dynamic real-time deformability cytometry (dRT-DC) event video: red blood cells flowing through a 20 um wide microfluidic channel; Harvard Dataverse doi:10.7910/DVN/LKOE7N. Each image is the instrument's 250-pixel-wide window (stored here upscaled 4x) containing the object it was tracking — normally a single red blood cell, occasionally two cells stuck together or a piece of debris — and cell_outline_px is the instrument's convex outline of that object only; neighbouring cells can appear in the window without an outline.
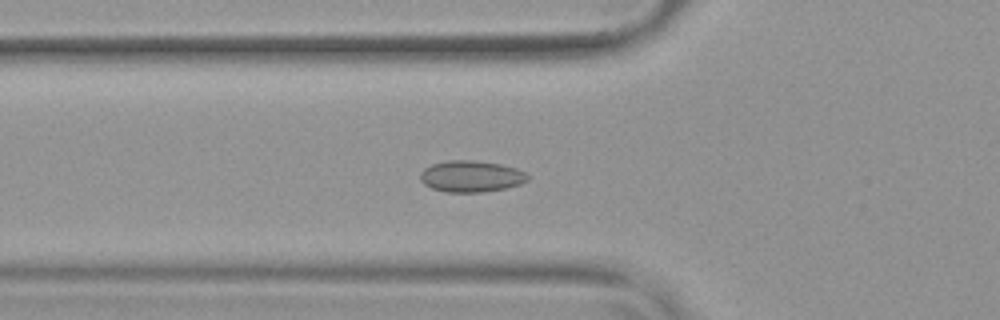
{"species": "common noctule bat (a hibernating species)", "species_latin": "Nyctalus noctula", "temperature_condition": "warm", "stored_images_in_passage": 49, "camera_frame_rate_fps": 3000, "um_per_image_px": 0.085, "animal": {"sex": "female", "body_mass_g": 19.9}, "frame": {"image": 1, "passage_image": 15, "time_ms": 4.667, "image_size_px": [1000, 320], "cell_outline_px": [[528, 180], [520, 184], [504, 188], [484, 192], [448, 192], [432, 188], [424, 184], [420, 180], [420, 172], [424, 168], [432, 164], [448, 160], [476, 160], [500, 164], [516, 168], [524, 172], [528, 176]], "centroid_in_image_um": [40.02, 14.98], "position_along_channel_um": 85.8, "area_um2": 19.65}}
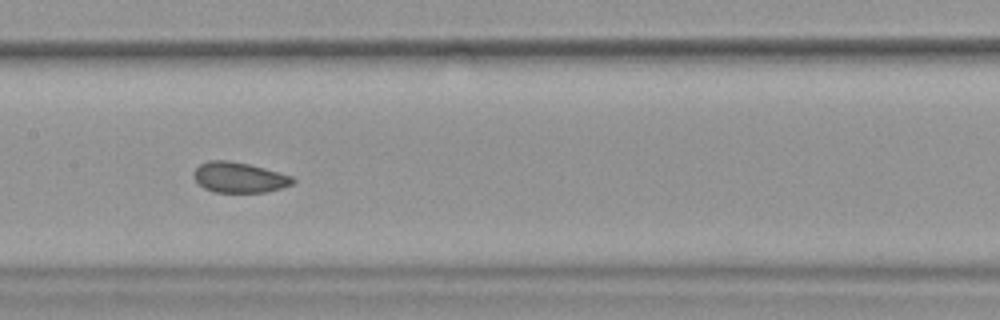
{"frame": {"image": 2, "passage_image": 23, "time_ms": 7.333, "image_size_px": [1000, 320], "cell_outline_px": [[296, 180], [292, 184], [280, 188], [264, 192], [212, 192], [204, 188], [192, 176], [192, 172], [200, 164], [208, 160], [228, 160], [248, 164], [264, 168], [292, 176]], "centroid_in_image_um": [20.29, 15.07], "position_along_channel_um": 187.1, "area_um2": 17.51}}
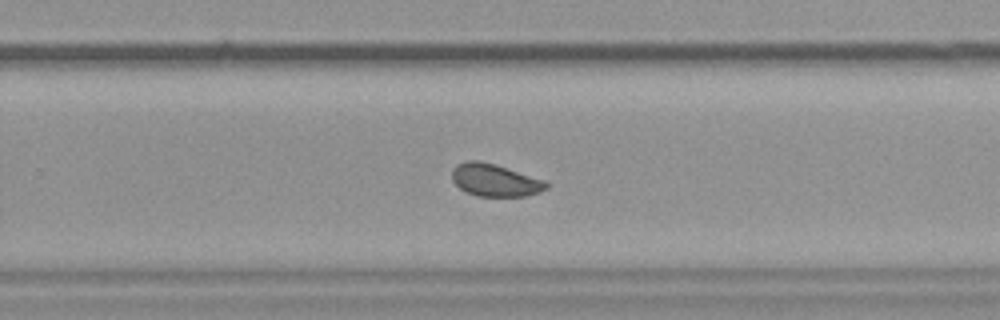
{"frame": {"image": 3, "passage_image": 31, "time_ms": 10.0, "image_size_px": [1000, 320], "cell_outline_px": [[548, 188], [540, 192], [524, 196], [476, 196], [460, 188], [452, 180], [452, 168], [456, 164], [468, 160], [480, 160], [496, 164], [544, 180], [548, 184]], "centroid_in_image_um": [42.05, 15.3], "position_along_channel_um": 287.7, "area_um2": 17.86}, "authors_computed_cell_mechanics": {"area_um2": 18.9584, "velocity_mm_per_s": 3.7916, "shape_relaxation_time_tau1_ms": null, "shape_relaxation_time_tau2_ms": 1.0213, "deformation_change_tau1": null, "deformation_change_tau2": 0.0669}}